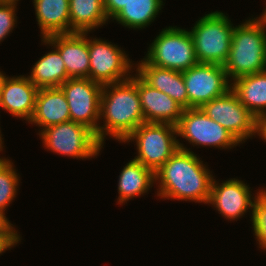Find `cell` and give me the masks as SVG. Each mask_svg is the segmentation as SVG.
<instances>
[{
	"mask_svg": "<svg viewBox=\"0 0 266 266\" xmlns=\"http://www.w3.org/2000/svg\"><path fill=\"white\" fill-rule=\"evenodd\" d=\"M177 151L155 172L160 198L208 204L213 176L203 161L178 140Z\"/></svg>",
	"mask_w": 266,
	"mask_h": 266,
	"instance_id": "1",
	"label": "cell"
},
{
	"mask_svg": "<svg viewBox=\"0 0 266 266\" xmlns=\"http://www.w3.org/2000/svg\"><path fill=\"white\" fill-rule=\"evenodd\" d=\"M100 119H104L105 123L98 126L95 134L102 144L106 135L123 142L139 125L145 123L137 88V74L124 81L103 85Z\"/></svg>",
	"mask_w": 266,
	"mask_h": 266,
	"instance_id": "2",
	"label": "cell"
},
{
	"mask_svg": "<svg viewBox=\"0 0 266 266\" xmlns=\"http://www.w3.org/2000/svg\"><path fill=\"white\" fill-rule=\"evenodd\" d=\"M223 66L230 81L266 70V16L235 26L229 56Z\"/></svg>",
	"mask_w": 266,
	"mask_h": 266,
	"instance_id": "3",
	"label": "cell"
},
{
	"mask_svg": "<svg viewBox=\"0 0 266 266\" xmlns=\"http://www.w3.org/2000/svg\"><path fill=\"white\" fill-rule=\"evenodd\" d=\"M234 26L223 12H211L189 31L198 63L224 65L231 48Z\"/></svg>",
	"mask_w": 266,
	"mask_h": 266,
	"instance_id": "4",
	"label": "cell"
},
{
	"mask_svg": "<svg viewBox=\"0 0 266 266\" xmlns=\"http://www.w3.org/2000/svg\"><path fill=\"white\" fill-rule=\"evenodd\" d=\"M144 59L151 65L180 72L198 64L190 32L172 26L156 36Z\"/></svg>",
	"mask_w": 266,
	"mask_h": 266,
	"instance_id": "5",
	"label": "cell"
},
{
	"mask_svg": "<svg viewBox=\"0 0 266 266\" xmlns=\"http://www.w3.org/2000/svg\"><path fill=\"white\" fill-rule=\"evenodd\" d=\"M177 126L171 124L143 123L123 142L135 141L138 155L134 160L154 173L177 151Z\"/></svg>",
	"mask_w": 266,
	"mask_h": 266,
	"instance_id": "6",
	"label": "cell"
},
{
	"mask_svg": "<svg viewBox=\"0 0 266 266\" xmlns=\"http://www.w3.org/2000/svg\"><path fill=\"white\" fill-rule=\"evenodd\" d=\"M39 133L47 149L63 156L92 158L103 147L92 129L74 121L46 127Z\"/></svg>",
	"mask_w": 266,
	"mask_h": 266,
	"instance_id": "7",
	"label": "cell"
},
{
	"mask_svg": "<svg viewBox=\"0 0 266 266\" xmlns=\"http://www.w3.org/2000/svg\"><path fill=\"white\" fill-rule=\"evenodd\" d=\"M182 73L188 95V108H201L231 89V82L223 65L198 63Z\"/></svg>",
	"mask_w": 266,
	"mask_h": 266,
	"instance_id": "8",
	"label": "cell"
},
{
	"mask_svg": "<svg viewBox=\"0 0 266 266\" xmlns=\"http://www.w3.org/2000/svg\"><path fill=\"white\" fill-rule=\"evenodd\" d=\"M102 87L89 78H69L60 86L68 101L71 121L83 124L95 133L100 120Z\"/></svg>",
	"mask_w": 266,
	"mask_h": 266,
	"instance_id": "9",
	"label": "cell"
},
{
	"mask_svg": "<svg viewBox=\"0 0 266 266\" xmlns=\"http://www.w3.org/2000/svg\"><path fill=\"white\" fill-rule=\"evenodd\" d=\"M177 126V135L192 145L232 148L240 142L221 124L208 117L201 108L184 109Z\"/></svg>",
	"mask_w": 266,
	"mask_h": 266,
	"instance_id": "10",
	"label": "cell"
},
{
	"mask_svg": "<svg viewBox=\"0 0 266 266\" xmlns=\"http://www.w3.org/2000/svg\"><path fill=\"white\" fill-rule=\"evenodd\" d=\"M201 109L240 143L256 134V117L238 100L231 89L204 104Z\"/></svg>",
	"mask_w": 266,
	"mask_h": 266,
	"instance_id": "11",
	"label": "cell"
},
{
	"mask_svg": "<svg viewBox=\"0 0 266 266\" xmlns=\"http://www.w3.org/2000/svg\"><path fill=\"white\" fill-rule=\"evenodd\" d=\"M124 53L111 42L89 39V79L105 85L131 78L133 64Z\"/></svg>",
	"mask_w": 266,
	"mask_h": 266,
	"instance_id": "12",
	"label": "cell"
},
{
	"mask_svg": "<svg viewBox=\"0 0 266 266\" xmlns=\"http://www.w3.org/2000/svg\"><path fill=\"white\" fill-rule=\"evenodd\" d=\"M88 32L55 34L43 38L45 45L56 48L66 67L69 78H89V39Z\"/></svg>",
	"mask_w": 266,
	"mask_h": 266,
	"instance_id": "13",
	"label": "cell"
},
{
	"mask_svg": "<svg viewBox=\"0 0 266 266\" xmlns=\"http://www.w3.org/2000/svg\"><path fill=\"white\" fill-rule=\"evenodd\" d=\"M248 186L236 178L225 180L221 184L216 183L213 178L208 203L212 204L223 217L230 221L238 219L247 212V209L252 210L256 198L255 196L251 197Z\"/></svg>",
	"mask_w": 266,
	"mask_h": 266,
	"instance_id": "14",
	"label": "cell"
},
{
	"mask_svg": "<svg viewBox=\"0 0 266 266\" xmlns=\"http://www.w3.org/2000/svg\"><path fill=\"white\" fill-rule=\"evenodd\" d=\"M38 88L28 77H7L2 73L0 82V107L14 117L30 121L34 111Z\"/></svg>",
	"mask_w": 266,
	"mask_h": 266,
	"instance_id": "15",
	"label": "cell"
},
{
	"mask_svg": "<svg viewBox=\"0 0 266 266\" xmlns=\"http://www.w3.org/2000/svg\"><path fill=\"white\" fill-rule=\"evenodd\" d=\"M137 88L145 123L176 126L184 108L169 95L152 88L137 74Z\"/></svg>",
	"mask_w": 266,
	"mask_h": 266,
	"instance_id": "16",
	"label": "cell"
},
{
	"mask_svg": "<svg viewBox=\"0 0 266 266\" xmlns=\"http://www.w3.org/2000/svg\"><path fill=\"white\" fill-rule=\"evenodd\" d=\"M137 65V74L147 84L169 95L184 109H188V95L182 72L151 65L144 58Z\"/></svg>",
	"mask_w": 266,
	"mask_h": 266,
	"instance_id": "17",
	"label": "cell"
},
{
	"mask_svg": "<svg viewBox=\"0 0 266 266\" xmlns=\"http://www.w3.org/2000/svg\"><path fill=\"white\" fill-rule=\"evenodd\" d=\"M71 121L68 101L60 87L38 90L34 114L29 123L46 127Z\"/></svg>",
	"mask_w": 266,
	"mask_h": 266,
	"instance_id": "18",
	"label": "cell"
},
{
	"mask_svg": "<svg viewBox=\"0 0 266 266\" xmlns=\"http://www.w3.org/2000/svg\"><path fill=\"white\" fill-rule=\"evenodd\" d=\"M33 3L42 39L70 33L69 0H34Z\"/></svg>",
	"mask_w": 266,
	"mask_h": 266,
	"instance_id": "19",
	"label": "cell"
},
{
	"mask_svg": "<svg viewBox=\"0 0 266 266\" xmlns=\"http://www.w3.org/2000/svg\"><path fill=\"white\" fill-rule=\"evenodd\" d=\"M231 90L256 118L266 113V70L236 78Z\"/></svg>",
	"mask_w": 266,
	"mask_h": 266,
	"instance_id": "20",
	"label": "cell"
},
{
	"mask_svg": "<svg viewBox=\"0 0 266 266\" xmlns=\"http://www.w3.org/2000/svg\"><path fill=\"white\" fill-rule=\"evenodd\" d=\"M155 173L142 163L132 159L122 169L118 181V203L148 192L155 182Z\"/></svg>",
	"mask_w": 266,
	"mask_h": 266,
	"instance_id": "21",
	"label": "cell"
},
{
	"mask_svg": "<svg viewBox=\"0 0 266 266\" xmlns=\"http://www.w3.org/2000/svg\"><path fill=\"white\" fill-rule=\"evenodd\" d=\"M70 33L90 32L108 21L104 0H69Z\"/></svg>",
	"mask_w": 266,
	"mask_h": 266,
	"instance_id": "22",
	"label": "cell"
},
{
	"mask_svg": "<svg viewBox=\"0 0 266 266\" xmlns=\"http://www.w3.org/2000/svg\"><path fill=\"white\" fill-rule=\"evenodd\" d=\"M27 77L38 89L60 87L69 79L63 59L56 48L41 57Z\"/></svg>",
	"mask_w": 266,
	"mask_h": 266,
	"instance_id": "23",
	"label": "cell"
},
{
	"mask_svg": "<svg viewBox=\"0 0 266 266\" xmlns=\"http://www.w3.org/2000/svg\"><path fill=\"white\" fill-rule=\"evenodd\" d=\"M162 5L163 0H129L113 20L128 28L142 29L155 20Z\"/></svg>",
	"mask_w": 266,
	"mask_h": 266,
	"instance_id": "24",
	"label": "cell"
},
{
	"mask_svg": "<svg viewBox=\"0 0 266 266\" xmlns=\"http://www.w3.org/2000/svg\"><path fill=\"white\" fill-rule=\"evenodd\" d=\"M19 177L13 168V163L9 159L0 158V210L14 200L17 193Z\"/></svg>",
	"mask_w": 266,
	"mask_h": 266,
	"instance_id": "25",
	"label": "cell"
},
{
	"mask_svg": "<svg viewBox=\"0 0 266 266\" xmlns=\"http://www.w3.org/2000/svg\"><path fill=\"white\" fill-rule=\"evenodd\" d=\"M252 207V226L259 246L266 250V190H260L255 193Z\"/></svg>",
	"mask_w": 266,
	"mask_h": 266,
	"instance_id": "26",
	"label": "cell"
},
{
	"mask_svg": "<svg viewBox=\"0 0 266 266\" xmlns=\"http://www.w3.org/2000/svg\"><path fill=\"white\" fill-rule=\"evenodd\" d=\"M19 0H0V42L12 32L16 23V5Z\"/></svg>",
	"mask_w": 266,
	"mask_h": 266,
	"instance_id": "27",
	"label": "cell"
},
{
	"mask_svg": "<svg viewBox=\"0 0 266 266\" xmlns=\"http://www.w3.org/2000/svg\"><path fill=\"white\" fill-rule=\"evenodd\" d=\"M129 0H104L105 13L108 19H112L121 11Z\"/></svg>",
	"mask_w": 266,
	"mask_h": 266,
	"instance_id": "28",
	"label": "cell"
},
{
	"mask_svg": "<svg viewBox=\"0 0 266 266\" xmlns=\"http://www.w3.org/2000/svg\"><path fill=\"white\" fill-rule=\"evenodd\" d=\"M20 238L19 234H0V254L15 246Z\"/></svg>",
	"mask_w": 266,
	"mask_h": 266,
	"instance_id": "29",
	"label": "cell"
},
{
	"mask_svg": "<svg viewBox=\"0 0 266 266\" xmlns=\"http://www.w3.org/2000/svg\"><path fill=\"white\" fill-rule=\"evenodd\" d=\"M4 212V210H0V234H18Z\"/></svg>",
	"mask_w": 266,
	"mask_h": 266,
	"instance_id": "30",
	"label": "cell"
},
{
	"mask_svg": "<svg viewBox=\"0 0 266 266\" xmlns=\"http://www.w3.org/2000/svg\"><path fill=\"white\" fill-rule=\"evenodd\" d=\"M256 134L266 142V113L256 118Z\"/></svg>",
	"mask_w": 266,
	"mask_h": 266,
	"instance_id": "31",
	"label": "cell"
},
{
	"mask_svg": "<svg viewBox=\"0 0 266 266\" xmlns=\"http://www.w3.org/2000/svg\"><path fill=\"white\" fill-rule=\"evenodd\" d=\"M3 144V142H2V135H1V131H0V152L2 151V145Z\"/></svg>",
	"mask_w": 266,
	"mask_h": 266,
	"instance_id": "32",
	"label": "cell"
},
{
	"mask_svg": "<svg viewBox=\"0 0 266 266\" xmlns=\"http://www.w3.org/2000/svg\"><path fill=\"white\" fill-rule=\"evenodd\" d=\"M262 15L266 16V9L264 10V12H263V14H262Z\"/></svg>",
	"mask_w": 266,
	"mask_h": 266,
	"instance_id": "33",
	"label": "cell"
},
{
	"mask_svg": "<svg viewBox=\"0 0 266 266\" xmlns=\"http://www.w3.org/2000/svg\"><path fill=\"white\" fill-rule=\"evenodd\" d=\"M1 78H2V72H0V82H1Z\"/></svg>",
	"mask_w": 266,
	"mask_h": 266,
	"instance_id": "34",
	"label": "cell"
}]
</instances>
